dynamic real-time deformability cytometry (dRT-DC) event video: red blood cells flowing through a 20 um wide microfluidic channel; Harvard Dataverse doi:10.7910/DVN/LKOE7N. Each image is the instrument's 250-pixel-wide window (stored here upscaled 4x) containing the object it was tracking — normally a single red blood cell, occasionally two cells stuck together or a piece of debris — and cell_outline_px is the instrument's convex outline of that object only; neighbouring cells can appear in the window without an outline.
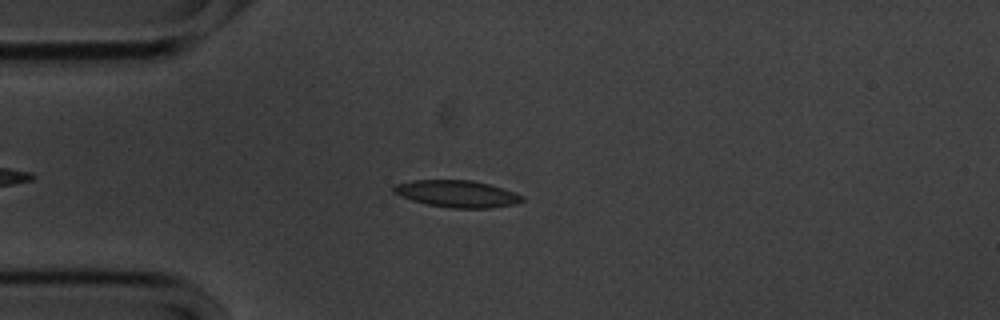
{"species": "common noctule bat (a hibernating species)", "species_latin": "Nyctalus noctula", "temperature_condition": "cold", "stored_images_in_passage": 43, "camera_frame_rate_fps": 3000, "um_per_image_px": 0.085, "animal": {"sex": "male", "body_mass_g": 20.1, "forearm_length_mm": 53.5}, "frame": {"image": 1, "passage_image": 6, "time_ms": 1.667, "image_size_px": [1000, 320], "cell_outline_px": [[524, 200], [516, 204], [488, 208], [452, 208], [428, 204], [412, 200], [392, 192], [392, 188], [396, 184], [416, 180], [472, 180], [488, 184], [524, 196]], "centroid_in_image_um": [38.84, 16.47], "position_along_channel_um": 46.2, "area_um2": 19.88}}
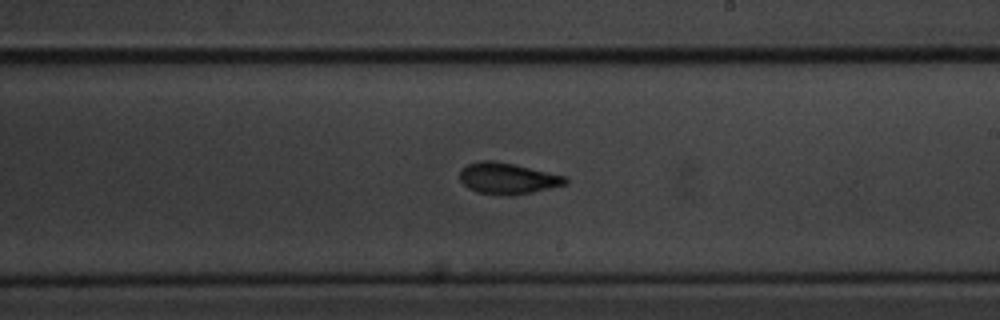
{"frame": {"image": 2, "passage_image": 24, "time_ms": 7.667, "image_size_px": [1000, 320], "cell_outline_px": [[568, 180], [564, 184], [528, 192], [480, 192], [468, 188], [460, 180], [460, 172], [468, 164], [480, 160], [492, 160], [512, 164], [568, 176]], "centroid_in_image_um": [43.13, 15.1], "position_along_channel_um": 245.9, "area_um2": 18.03}}
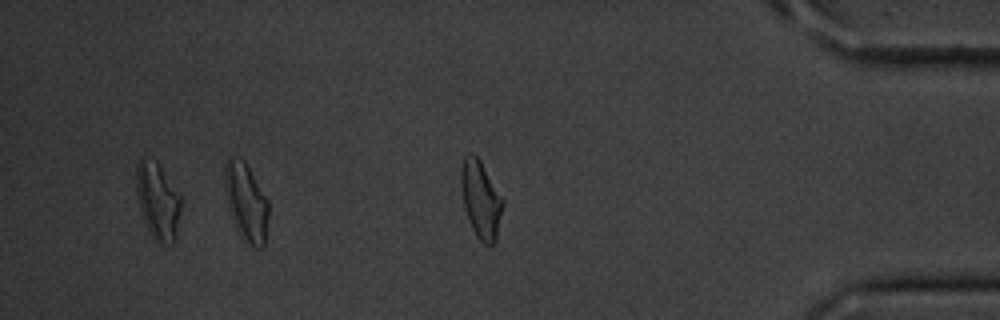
{"frame": {"image": 3, "passage_image": 39, "time_ms": 12.667, "image_size_px": [1000, 320], "cell_outline_px": [[268, 216], [264, 244], [260, 248], [252, 244], [244, 236], [240, 228], [232, 208], [224, 176], [224, 172], [228, 160], [244, 160], [268, 200]], "centroid_in_image_um": [21.01, 17.12], "position_along_channel_um": 414.2, "area_um2": 17.74}, "authors_computed_cell_mechanics": {"area_um2": 18.3804, "velocity_mm_per_s": 3.558, "shape_relaxation_time_tau1_ms": 2.791, "shape_relaxation_time_tau2_ms": 2.5998, "deformation_change_tau1": 0.115, "deformation_change_tau2": 0.0952}}